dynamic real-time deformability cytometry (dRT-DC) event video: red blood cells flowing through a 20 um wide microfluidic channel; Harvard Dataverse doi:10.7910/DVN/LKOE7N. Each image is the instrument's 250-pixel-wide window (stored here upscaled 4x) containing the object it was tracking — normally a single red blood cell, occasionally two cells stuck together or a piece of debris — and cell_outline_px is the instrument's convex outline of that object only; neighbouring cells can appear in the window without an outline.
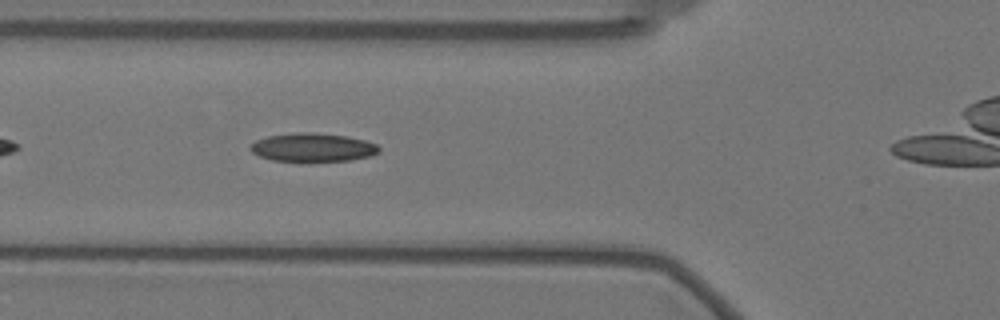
{"species": "Egyptian fruit bat (a non-hibernating species)", "species_latin": "Rousettus aegyptiacus", "temperature_condition": "warm", "stored_images_in_passage": 41, "camera_frame_rate_fps": 3000, "um_per_image_px": 0.085, "animal": {"sex": "female"}, "frame": {"image": 1, "passage_image": 13, "time_ms": 4.0, "image_size_px": [1000, 320], "cell_outline_px": [[380, 152], [368, 156], [352, 160], [272, 160], [260, 156], [252, 152], [248, 148], [256, 140], [268, 136], [300, 132], [308, 132], [348, 136], [364, 140], [376, 144], [380, 148]], "centroid_in_image_um": [26.59, 12.51], "position_along_channel_um": 99.2, "area_um2": 20.92}}
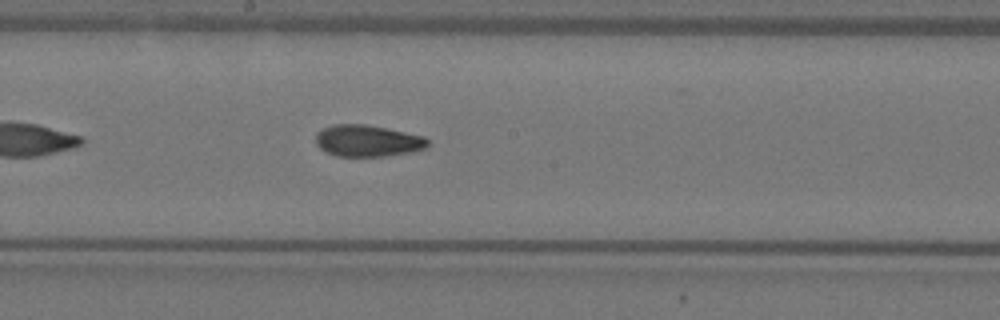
{"frame": {"image": 2, "passage_image": 23, "time_ms": 7.333, "image_size_px": [1000, 320], "cell_outline_px": [[428, 148], [408, 152], [384, 156], [336, 156], [324, 152], [316, 144], [316, 132], [332, 124], [364, 124], [424, 136], [428, 140]], "centroid_in_image_um": [31.21, 11.97], "position_along_channel_um": 217.0, "area_um2": 20.58}}
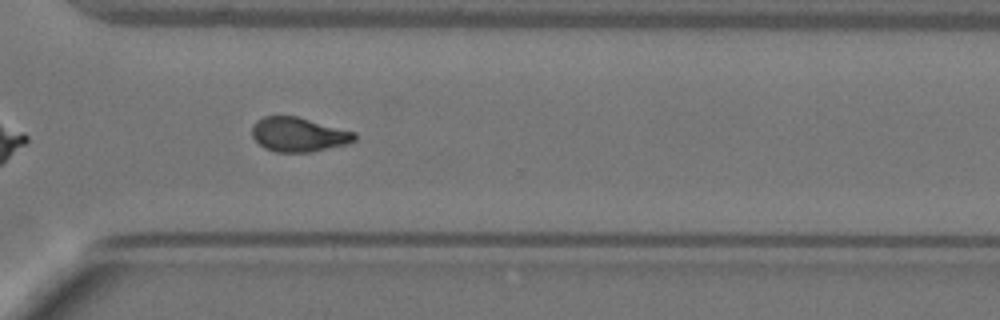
{"frame": {"image": 3, "passage_image": 34, "time_ms": 11.0, "image_size_px": [1000, 320], "cell_outline_px": [[356, 140], [348, 144], [312, 152], [276, 152], [264, 148], [252, 136], [252, 128], [256, 120], [264, 116], [296, 116], [356, 132]], "centroid_in_image_um": [25.39, 11.44], "position_along_channel_um": 345.2, "area_um2": 20.58}}